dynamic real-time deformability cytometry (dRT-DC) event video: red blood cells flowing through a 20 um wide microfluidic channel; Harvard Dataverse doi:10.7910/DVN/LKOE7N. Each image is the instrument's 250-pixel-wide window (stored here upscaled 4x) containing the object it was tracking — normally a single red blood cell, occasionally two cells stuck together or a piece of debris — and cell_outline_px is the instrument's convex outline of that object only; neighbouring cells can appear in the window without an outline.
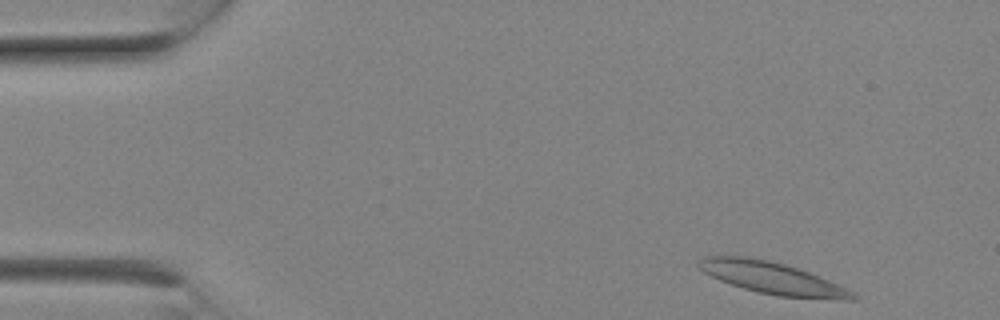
{"species": "Egyptian fruit bat (a non-hibernating species)", "species_latin": "Rousettus aegyptiacus", "temperature_condition": "room temperature", "stored_images_in_passage": 6, "camera_frame_rate_fps": 3000, "um_per_image_px": 0.085, "animal": {"sex": "female"}, "frame": {"image": 1, "passage_image": 1, "time_ms": 0.0, "image_size_px": [1000, 320], "cell_outline_px": [[856, 300], [844, 300], [776, 296], [744, 288], [720, 280], [704, 272], [696, 264], [704, 256], [744, 256], [768, 260], [784, 264], [808, 272], [840, 284], [852, 292], [856, 296]], "centroid_in_image_um": [65.67, 23.64], "position_along_channel_um": 19.3, "area_um2": 28.32}}